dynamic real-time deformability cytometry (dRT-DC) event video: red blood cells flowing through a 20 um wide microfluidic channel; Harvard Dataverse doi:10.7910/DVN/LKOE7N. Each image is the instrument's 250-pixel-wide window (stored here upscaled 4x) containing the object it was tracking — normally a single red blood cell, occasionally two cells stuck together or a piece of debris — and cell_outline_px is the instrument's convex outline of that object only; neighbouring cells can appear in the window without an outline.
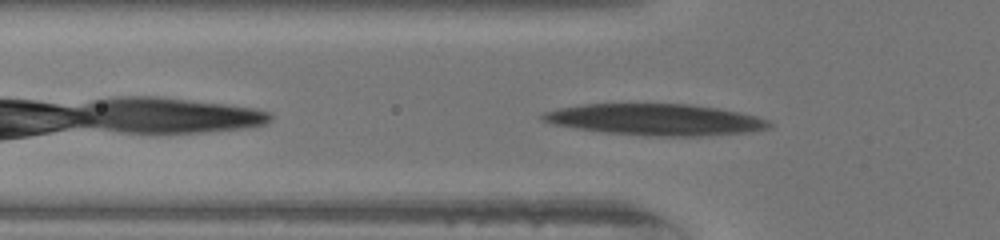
{"species": "human", "species_latin": "Homo sapiens", "temperature_condition": "warm", "stored_images_in_passage": 41, "segment_of_instrument_passage": [1, 2], "camera_frame_rate_fps": 3000, "um_per_image_px": 0.085, "donor": {"sex": "female"}, "frame": {"image": 1, "passage_image": 4, "time_ms": 1.0, "image_size_px": [1000, 240], "cell_outline_px": [[772, 124], [768, 128], [744, 132], [700, 136], [664, 136], [608, 132], [576, 128], [552, 124], [540, 120], [536, 116], [544, 112], [560, 108], [580, 104], [688, 104], [716, 108], [756, 116], [768, 120]], "centroid_in_image_um": [55.64, 10.15], "position_along_channel_um": 70.2, "area_um2": 40.92}}
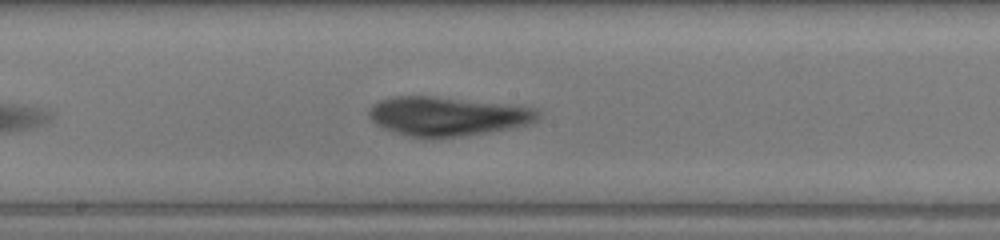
{"frame": {"image": 2, "passage_image": 15, "time_ms": 4.667, "image_size_px": [1000, 240], "cell_outline_px": [[540, 116], [536, 120], [528, 124], [464, 136], [424, 140], [396, 132], [384, 128], [376, 124], [368, 116], [368, 112], [372, 104], [380, 100], [392, 96], [432, 96], [500, 104], [532, 108], [540, 112]], "centroid_in_image_um": [37.93, 9.9], "position_along_channel_um": 210.3, "area_um2": 38.21}}
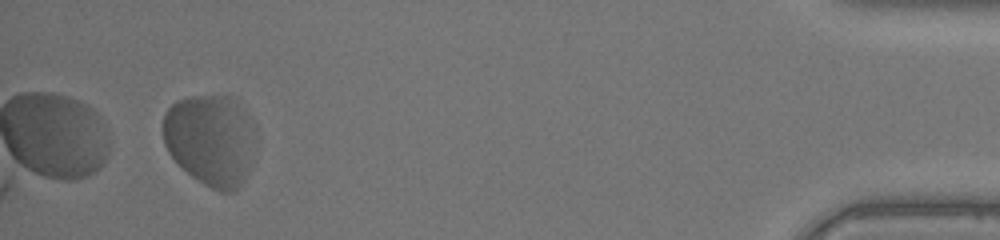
{"frame": {"image": 3, "passage_image": 37, "time_ms": 12.0, "image_size_px": [1000, 240], "cell_outline_px": [[252, 164], [244, 180], [232, 192], [220, 192], [204, 184], [192, 176], [168, 152], [164, 144], [164, 112], [176, 100], [188, 96], [224, 96], [236, 100], [244, 108], [248, 116], [252, 156]], "centroid_in_image_um": [17.85, 11.88], "position_along_channel_um": 417.3, "area_um2": 48.44}}